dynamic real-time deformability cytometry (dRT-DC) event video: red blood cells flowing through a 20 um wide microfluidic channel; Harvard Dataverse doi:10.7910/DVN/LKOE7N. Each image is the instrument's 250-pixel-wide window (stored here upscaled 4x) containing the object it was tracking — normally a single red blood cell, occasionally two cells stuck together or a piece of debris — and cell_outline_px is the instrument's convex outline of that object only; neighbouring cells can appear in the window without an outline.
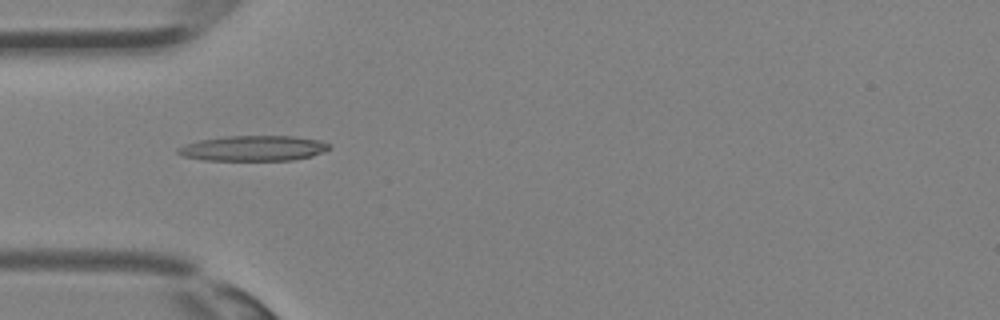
{"species": "Egyptian fruit bat (a non-hibernating species)", "species_latin": "Rousettus aegyptiacus", "temperature_condition": "room temperature", "stored_images_in_passage": 32, "camera_frame_rate_fps": 3000, "um_per_image_px": 0.085, "animal": {"sex": "female"}, "frame": {"image": 1, "passage_image": 8, "time_ms": 2.333, "image_size_px": [1000, 320], "cell_outline_px": [[332, 148], [324, 152], [312, 156], [292, 160], [200, 160], [184, 156], [176, 152], [176, 148], [184, 144], [200, 140], [224, 136], [292, 136], [320, 140], [332, 144]], "centroid_in_image_um": [21.56, 12.6], "position_along_channel_um": 63.4, "area_um2": 22.54}}
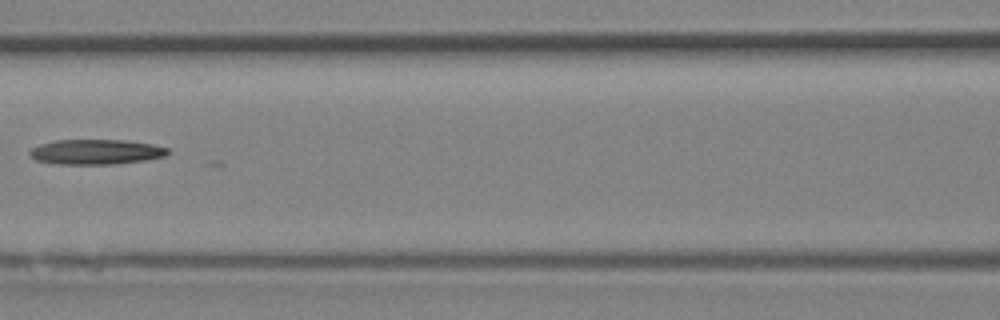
{"frame": {"image": 2, "passage_image": 13, "time_ms": 4.0, "image_size_px": [1000, 320], "cell_outline_px": [[172, 152], [164, 156], [148, 160], [116, 164], [56, 164], [36, 160], [28, 152], [32, 148], [40, 144], [56, 140], [124, 140], [152, 144], [168, 148]], "centroid_in_image_um": [8.2, 12.91], "position_along_channel_um": 158.4, "area_um2": 20.23}}
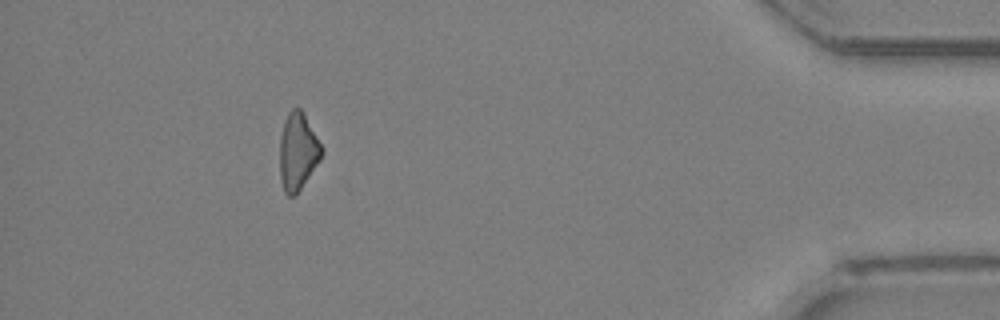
{"frame": {"image": 3, "passage_image": 29, "time_ms": 9.333, "image_size_px": [1000, 320], "cell_outline_px": [[324, 152], [320, 160], [300, 188], [292, 196], [288, 196], [284, 192], [280, 176], [280, 136], [284, 120], [288, 112], [292, 108], [300, 108], [304, 112], [324, 148]], "centroid_in_image_um": [25.32, 12.82], "position_along_channel_um": 409.9, "area_um2": 18.9}}